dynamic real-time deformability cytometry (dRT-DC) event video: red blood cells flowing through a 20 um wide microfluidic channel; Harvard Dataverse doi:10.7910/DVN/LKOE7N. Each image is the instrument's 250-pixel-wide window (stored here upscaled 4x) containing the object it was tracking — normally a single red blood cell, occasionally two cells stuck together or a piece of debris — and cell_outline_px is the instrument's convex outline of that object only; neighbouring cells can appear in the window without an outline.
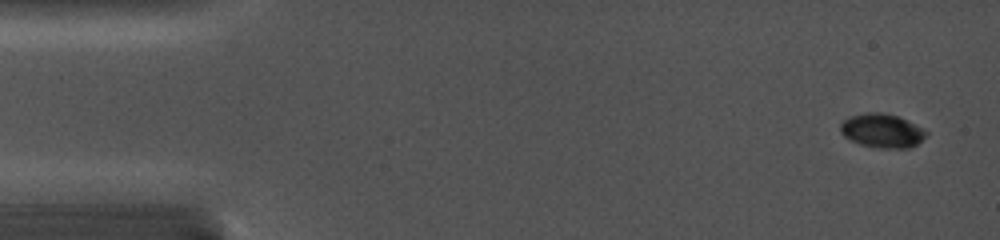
{"species": "common noctule bat (a hibernating species)", "species_latin": "Nyctalus noctula", "temperature_condition": "cold", "stored_images_in_passage": 15, "camera_frame_rate_fps": 5000, "um_per_image_px": 0.085, "animal": {"sex": "female", "body_mass_g": 19.0, "forearm_length_mm": 56.7}, "frame": {"image": 1, "passage_image": 1, "time_ms": 0.0, "image_size_px": [1000, 240], "cell_outline_px": [[928, 132], [916, 144], [908, 148], [880, 148], [860, 144], [844, 136], [840, 132], [840, 124], [848, 116], [868, 112], [880, 112], [896, 116]], "centroid_in_image_um": [74.9, 11.11], "position_along_channel_um": 10.1, "area_um2": 16.53}}
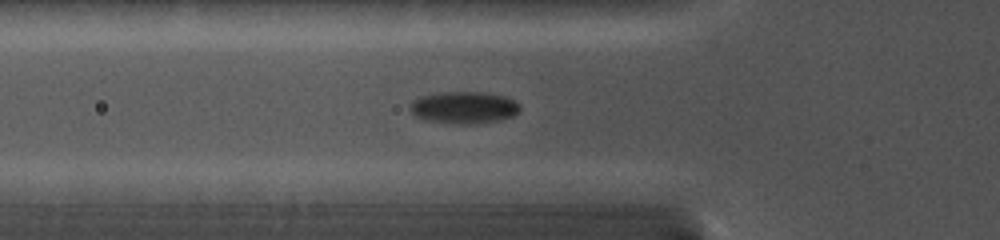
{"frame": {"image": 2, "passage_image": 8, "time_ms": 5.0, "image_size_px": [1000, 240], "cell_outline_px": [[520, 112], [512, 116], [500, 120], [476, 124], [460, 124], [424, 120], [416, 116], [408, 108], [408, 104], [412, 100], [420, 96], [440, 92], [484, 92], [504, 96], [516, 100], [520, 104]], "centroid_in_image_um": [39.43, 9.14], "position_along_channel_um": 86.4, "area_um2": 20.87}}
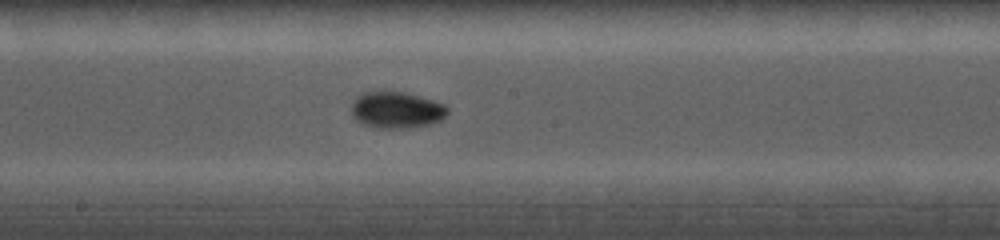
{"frame": {"image": 3, "passage_image": 15, "time_ms": 8.2, "image_size_px": [1000, 240], "cell_outline_px": [[448, 112], [440, 120], [428, 124], [408, 128], [380, 128], [364, 124], [356, 120], [352, 116], [352, 104], [356, 96], [364, 92], [408, 92], [444, 104], [448, 108]], "centroid_in_image_um": [33.69, 9.34], "position_along_channel_um": 214.5, "area_um2": 20.29}}